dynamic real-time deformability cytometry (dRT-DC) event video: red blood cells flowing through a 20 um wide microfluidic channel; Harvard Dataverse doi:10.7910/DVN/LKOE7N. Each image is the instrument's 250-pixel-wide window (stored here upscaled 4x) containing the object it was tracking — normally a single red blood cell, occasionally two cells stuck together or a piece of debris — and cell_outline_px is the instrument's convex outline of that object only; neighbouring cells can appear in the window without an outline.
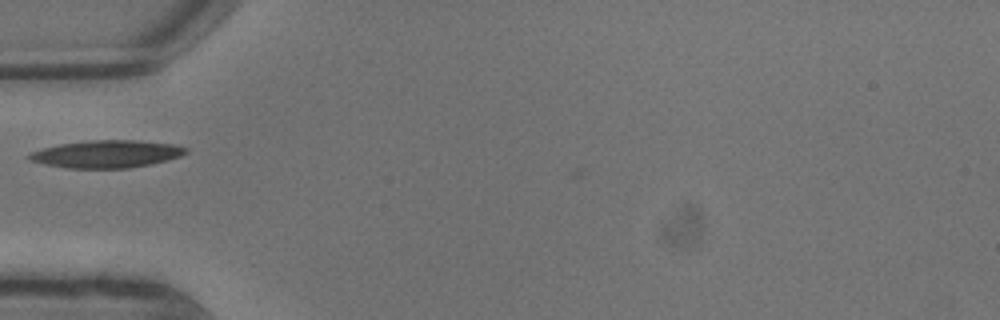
{"species": "common noctule bat (a hibernating species)", "species_latin": "Nyctalus noctula", "temperature_condition": "warm", "stored_images_in_passage": 4, "camera_frame_rate_fps": 3000, "um_per_image_px": 0.085, "animal": {"sex": "male", "body_mass_g": 13.3}, "frame": {"image": 1, "passage_image": 1, "time_ms": 0.0, "image_size_px": [1000, 320], "cell_outline_px": [[188, 152], [180, 156], [168, 160], [152, 164], [128, 168], [68, 168], [44, 164], [28, 160], [24, 156], [28, 152], [60, 144], [88, 140], [136, 140], [172, 144], [188, 148]], "centroid_in_image_um": [9.02, 13.09], "position_along_channel_um": 76.0, "area_um2": 25.26}}
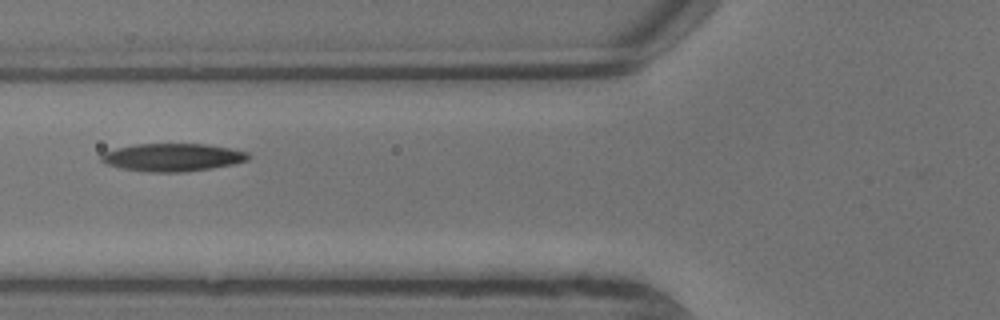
{"frame": {"image": 2, "passage_image": 2, "time_ms": 0.333, "image_size_px": [1000, 320], "cell_outline_px": [[252, 156], [248, 160], [232, 164], [212, 168], [184, 172], [148, 172], [120, 168], [108, 164], [100, 160], [100, 156], [104, 152], [116, 148], [136, 144], [208, 144], [248, 152]], "centroid_in_image_um": [14.67, 13.37], "position_along_channel_um": 111.1, "area_um2": 23.87}}
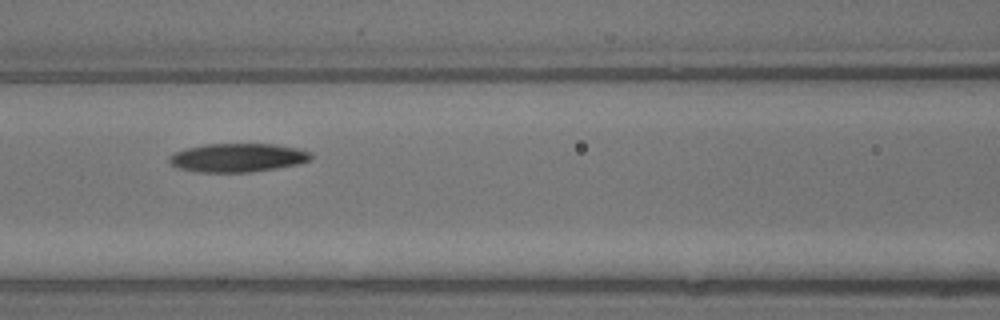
{"frame": {"image": 3, "passage_image": 3, "time_ms": 0.667, "image_size_px": [1000, 320], "cell_outline_px": [[312, 160], [296, 164], [276, 168], [252, 172], [196, 172], [180, 168], [172, 164], [168, 160], [168, 156], [184, 148], [204, 144], [276, 144], [296, 148], [308, 152], [312, 156]], "centroid_in_image_um": [20.18, 13.4], "position_along_channel_um": 146.4, "area_um2": 23.58}}